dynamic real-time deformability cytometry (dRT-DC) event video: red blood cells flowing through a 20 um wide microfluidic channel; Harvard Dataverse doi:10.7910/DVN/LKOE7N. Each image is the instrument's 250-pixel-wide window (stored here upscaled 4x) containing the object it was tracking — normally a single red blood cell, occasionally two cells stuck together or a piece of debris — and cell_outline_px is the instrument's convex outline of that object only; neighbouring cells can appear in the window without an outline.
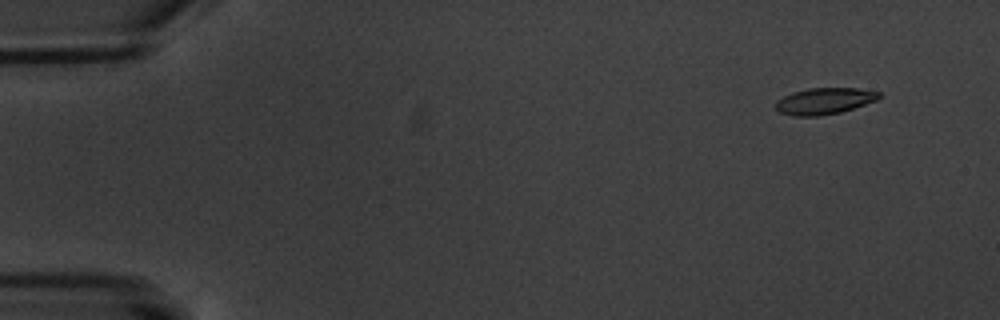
{"species": "common noctule bat (a hibernating species)", "species_latin": "Nyctalus noctula", "temperature_condition": "warm", "stored_images_in_passage": 5, "camera_frame_rate_fps": 3000, "um_per_image_px": 0.085, "animal": {"sex": "male", "body_mass_g": 20.1, "forearm_length_mm": 53.5}, "frame": {"image": 1, "passage_image": 1, "time_ms": 0.0, "image_size_px": [1000, 320], "cell_outline_px": [[880, 96], [876, 100], [840, 112], [820, 116], [792, 116], [780, 112], [776, 108], [776, 100], [792, 92], [808, 88], [860, 88], [880, 92]], "centroid_in_image_um": [70.04, 8.58], "position_along_channel_um": 15.0, "area_um2": 15.84}}
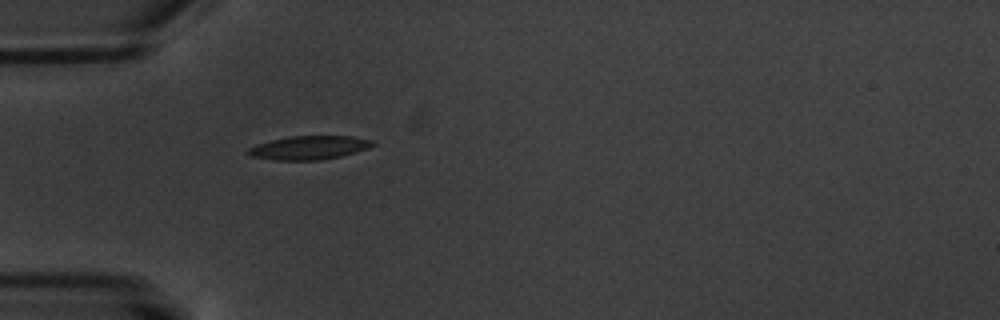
{"frame": {"image": 2, "passage_image": 5, "time_ms": 4.667, "image_size_px": [1000, 320], "cell_outline_px": [[376, 144], [368, 148], [340, 156], [320, 160], [272, 160], [248, 156], [244, 152], [248, 148], [256, 144], [272, 140], [292, 136], [352, 136], [372, 140]], "centroid_in_image_um": [26.21, 12.56], "position_along_channel_um": 58.8, "area_um2": 17.22}}